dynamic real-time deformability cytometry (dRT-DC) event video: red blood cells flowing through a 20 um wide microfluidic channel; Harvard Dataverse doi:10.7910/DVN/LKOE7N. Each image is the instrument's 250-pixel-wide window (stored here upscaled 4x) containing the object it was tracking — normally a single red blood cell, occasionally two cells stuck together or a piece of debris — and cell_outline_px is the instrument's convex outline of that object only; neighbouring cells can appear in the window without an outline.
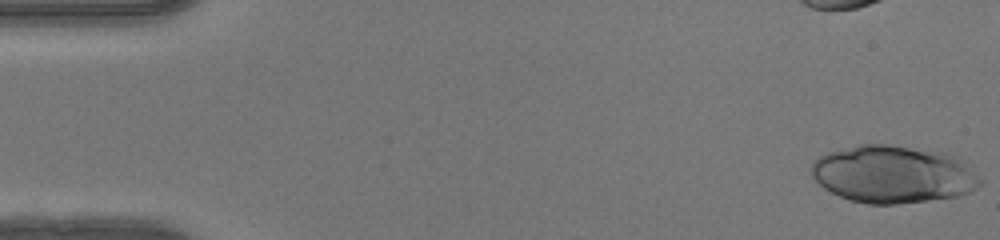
{"species": "human", "species_latin": "Homo sapiens", "temperature_condition": "warm", "stored_images_in_passage": 39, "camera_frame_rate_fps": 3000, "um_per_image_px": 0.085, "donor": {"sex": "female"}, "frame": {"image": 1, "passage_image": 1, "time_ms": 0.0, "image_size_px": [1000, 240], "cell_outline_px": [[984, 184], [968, 192], [956, 196], [896, 204], [868, 204], [852, 200], [840, 196], [824, 188], [812, 176], [812, 160], [828, 152], [860, 144], [888, 144], [948, 152], [960, 156], [984, 180]], "centroid_in_image_um": [75.98, 14.79], "position_along_channel_um": 9.0, "area_um2": 56.99}}